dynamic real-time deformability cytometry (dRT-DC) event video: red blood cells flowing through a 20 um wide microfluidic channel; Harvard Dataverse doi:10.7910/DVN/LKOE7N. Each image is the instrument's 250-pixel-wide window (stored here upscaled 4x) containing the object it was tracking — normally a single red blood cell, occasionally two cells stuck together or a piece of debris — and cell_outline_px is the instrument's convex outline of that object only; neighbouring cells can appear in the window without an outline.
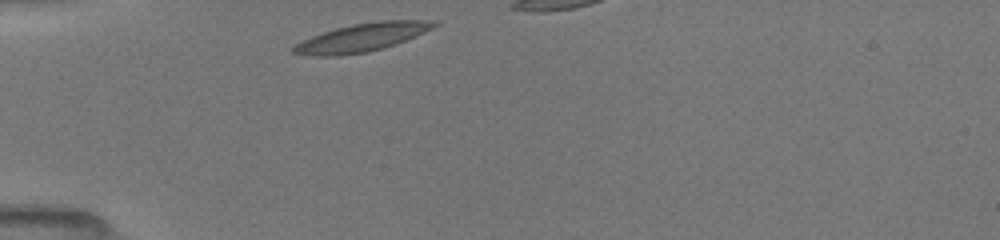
{"species": "common noctule bat (a hibernating species)", "species_latin": "Nyctalus noctula", "temperature_condition": "room temperature", "stored_images_in_passage": 25, "camera_frame_rate_fps": 3000, "um_per_image_px": 0.085, "animal": {"sex": "female", "body_mass_g": 19.5, "forearm_length_mm": 54.1}, "frame": {"image": 1, "passage_image": 1, "time_ms": 0.0, "image_size_px": [1000, 240], "cell_outline_px": [[440, 24], [424, 32], [396, 44], [368, 52], [336, 56], [312, 56], [292, 52], [292, 48], [296, 44], [312, 36], [336, 28], [352, 24], [380, 20], [436, 20]], "centroid_in_image_um": [30.8, 3.18], "position_along_channel_um": 54.2, "area_um2": 22.95}}
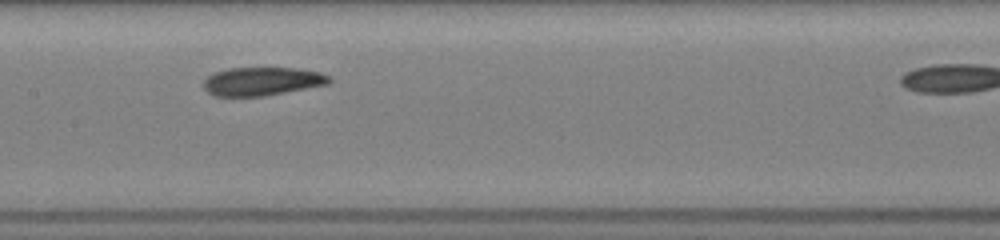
{"frame": {"image": 2, "passage_image": 12, "time_ms": 3.667, "image_size_px": [1000, 240], "cell_outline_px": [[332, 80], [328, 84], [264, 96], [216, 96], [208, 92], [204, 88], [204, 80], [208, 76], [216, 72], [228, 68], [300, 68], [320, 72], [328, 76]], "centroid_in_image_um": [22.29, 6.91], "position_along_channel_um": 185.1, "area_um2": 20.69}}
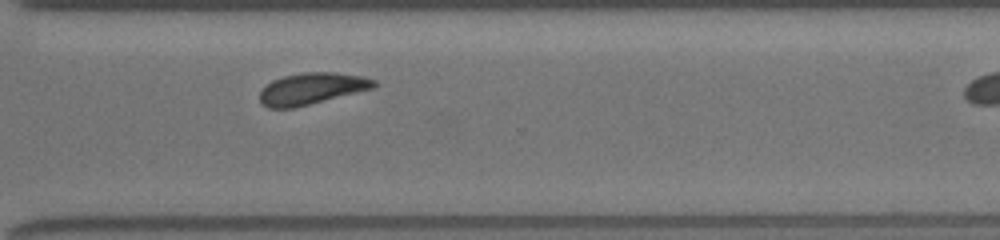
{"frame": {"image": 3, "passage_image": 24, "time_ms": 7.667, "image_size_px": [1000, 240], "cell_outline_px": [[376, 84], [372, 88], [292, 108], [268, 108], [260, 104], [260, 92], [272, 80], [284, 76], [304, 72], [332, 72], [360, 76], [376, 80]], "centroid_in_image_um": [26.44, 7.53], "position_along_channel_um": 344.2, "area_um2": 20.52}}